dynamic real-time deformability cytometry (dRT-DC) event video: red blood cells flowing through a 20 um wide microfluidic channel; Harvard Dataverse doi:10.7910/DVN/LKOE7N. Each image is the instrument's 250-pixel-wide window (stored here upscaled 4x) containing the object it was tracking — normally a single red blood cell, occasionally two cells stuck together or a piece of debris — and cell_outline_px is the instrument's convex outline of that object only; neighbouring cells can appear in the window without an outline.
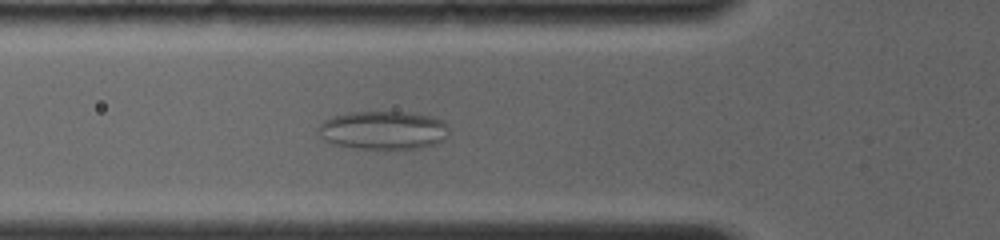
{"species": "common noctule bat (a hibernating species)", "species_latin": "Nyctalus noctula", "temperature_condition": "room temperature", "stored_images_in_passage": 30, "camera_frame_rate_fps": 4000, "um_per_image_px": 0.085, "animal": {"sex": "female", "body_mass_g": 19.0, "forearm_length_mm": 56.7}, "frame": {"image": 1, "passage_image": 16, "time_ms": 5.75, "image_size_px": [1000, 240], "cell_outline_px": [[448, 132], [444, 140], [436, 144], [420, 148], [356, 148], [332, 144], [324, 140], [316, 128], [324, 120], [332, 116], [352, 112], [404, 112], [432, 116], [444, 120], [448, 124]], "centroid_in_image_um": [32.59, 11.06], "position_along_channel_um": 93.2, "area_um2": 29.36}}
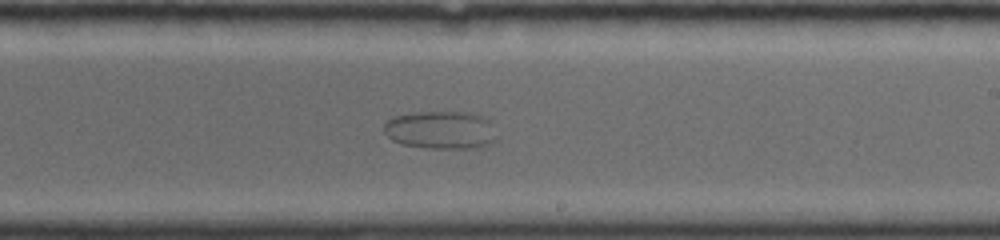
{"frame": {"image": 2, "passage_image": 27, "time_ms": 10.0, "image_size_px": [1000, 240], "cell_outline_px": [[500, 136], [492, 144], [476, 148], [428, 148], [404, 144], [392, 140], [384, 132], [384, 124], [392, 116], [416, 112], [468, 112], [480, 116], [488, 120]], "centroid_in_image_um": [37.51, 11.05], "position_along_channel_um": 251.5, "area_um2": 25.2}}
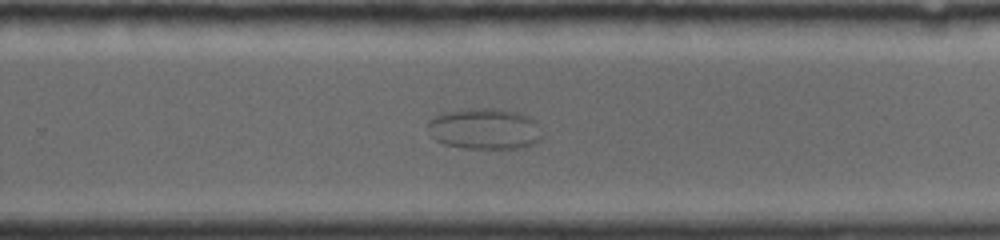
{"frame": {"image": 3, "passage_image": 29, "time_ms": 11.0, "image_size_px": [1000, 240], "cell_outline_px": [[540, 140], [524, 148], [464, 148], [444, 144], [436, 140], [432, 136], [428, 124], [428, 120], [444, 112], [464, 108], [492, 108], [516, 112], [528, 116], [536, 120], [540, 136]], "centroid_in_image_um": [41.18, 10.94], "position_along_channel_um": 288.6, "area_um2": 27.22}}